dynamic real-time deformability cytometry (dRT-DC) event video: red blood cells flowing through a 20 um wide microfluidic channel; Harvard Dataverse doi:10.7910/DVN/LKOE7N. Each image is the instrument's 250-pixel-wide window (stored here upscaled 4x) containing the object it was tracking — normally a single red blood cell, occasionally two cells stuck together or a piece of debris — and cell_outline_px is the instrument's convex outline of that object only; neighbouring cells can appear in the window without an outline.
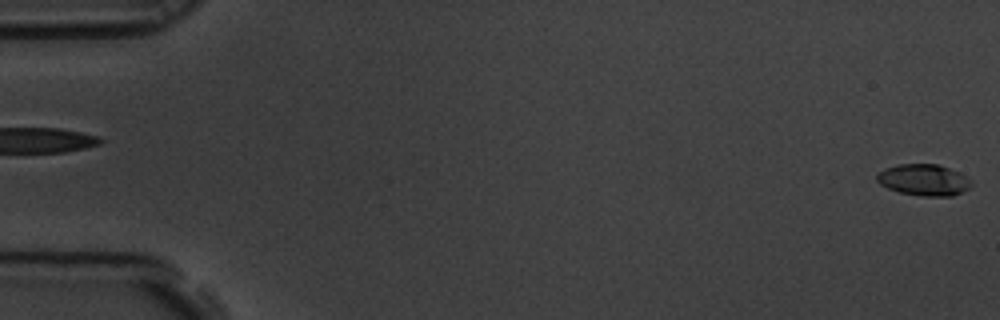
{"species": "common noctule bat (a hibernating species)", "species_latin": "Nyctalus noctula", "temperature_condition": "room temperature", "stored_images_in_passage": 60, "camera_frame_rate_fps": 3000, "um_per_image_px": 0.085, "animal": {"sex": "male", "body_mass_g": 19.5, "forearm_length_mm": 54.6}, "frame": {"image": 1, "passage_image": 1, "time_ms": 0.0, "image_size_px": [1000, 320], "cell_outline_px": [[972, 184], [968, 188], [952, 196], [924, 196], [900, 192], [888, 188], [880, 184], [876, 180], [876, 176], [884, 168], [900, 164], [936, 164], [960, 172], [968, 176], [972, 180]], "centroid_in_image_um": [78.54, 15.28], "position_along_channel_um": 6.5, "area_um2": 17.22}}
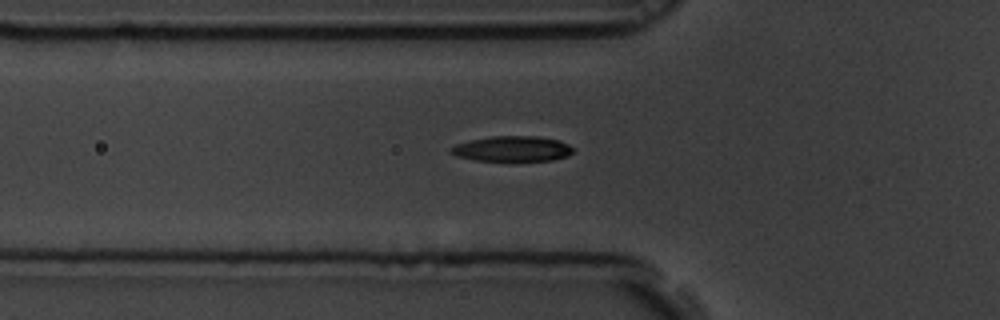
{"frame": {"image": 2, "passage_image": 21, "time_ms": 6.667, "image_size_px": [1000, 320], "cell_outline_px": [[572, 152], [568, 156], [552, 160], [476, 160], [456, 156], [452, 152], [452, 148], [456, 144], [468, 140], [492, 136], [536, 136], [560, 140], [568, 144], [572, 148]], "centroid_in_image_um": [43.56, 12.63], "position_along_channel_um": 82.2, "area_um2": 17.8}}
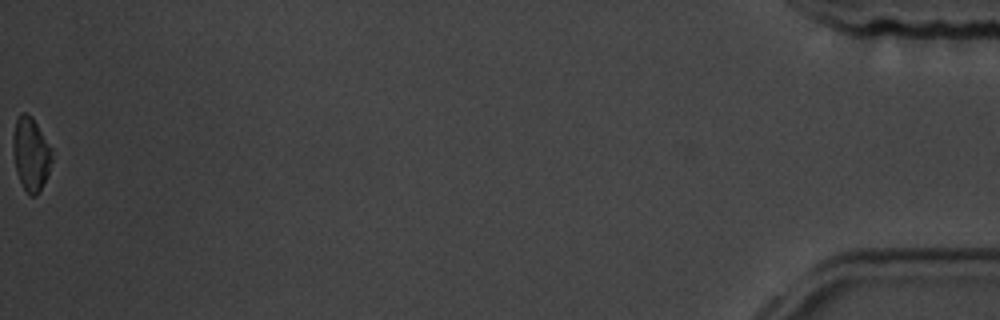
{"frame": {"image": 3, "passage_image": 60, "time_ms": 19.667, "image_size_px": [1000, 320], "cell_outline_px": [[52, 160], [48, 176], [36, 196], [28, 196], [20, 180], [16, 168], [12, 152], [12, 136], [16, 120], [20, 112], [24, 112], [32, 116], [52, 148]], "centroid_in_image_um": [2.62, 13.07], "position_along_channel_um": 432.6, "area_um2": 16.88}, "authors_computed_cell_mechanics": {"area_um2": 17.8024, "velocity_mm_per_s": 3.4742, "shape_relaxation_time_tau1_ms": 2.943, "shape_relaxation_time_tau2_ms": null, "deformation_change_tau1": 0.1269, "deformation_change_tau2": null}}